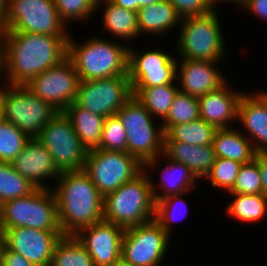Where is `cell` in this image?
<instances>
[{
  "instance_id": "15",
  "label": "cell",
  "mask_w": 267,
  "mask_h": 266,
  "mask_svg": "<svg viewBox=\"0 0 267 266\" xmlns=\"http://www.w3.org/2000/svg\"><path fill=\"white\" fill-rule=\"evenodd\" d=\"M176 66L177 58L158 47L145 52L129 47L128 75L132 88L177 84Z\"/></svg>"
},
{
  "instance_id": "23",
  "label": "cell",
  "mask_w": 267,
  "mask_h": 266,
  "mask_svg": "<svg viewBox=\"0 0 267 266\" xmlns=\"http://www.w3.org/2000/svg\"><path fill=\"white\" fill-rule=\"evenodd\" d=\"M180 21L181 18L167 0L142 7L137 11L140 36L145 34L163 36L173 27L180 25Z\"/></svg>"
},
{
  "instance_id": "38",
  "label": "cell",
  "mask_w": 267,
  "mask_h": 266,
  "mask_svg": "<svg viewBox=\"0 0 267 266\" xmlns=\"http://www.w3.org/2000/svg\"><path fill=\"white\" fill-rule=\"evenodd\" d=\"M182 196V194L170 195L156 201L155 220L169 236L172 232L171 223L174 222L175 219H179L175 217V213H178V209L181 211L182 208H187L188 206L186 200L183 199Z\"/></svg>"
},
{
  "instance_id": "42",
  "label": "cell",
  "mask_w": 267,
  "mask_h": 266,
  "mask_svg": "<svg viewBox=\"0 0 267 266\" xmlns=\"http://www.w3.org/2000/svg\"><path fill=\"white\" fill-rule=\"evenodd\" d=\"M242 8L258 18L267 20V0H244Z\"/></svg>"
},
{
  "instance_id": "37",
  "label": "cell",
  "mask_w": 267,
  "mask_h": 266,
  "mask_svg": "<svg viewBox=\"0 0 267 266\" xmlns=\"http://www.w3.org/2000/svg\"><path fill=\"white\" fill-rule=\"evenodd\" d=\"M241 166L242 164L237 161L216 157L215 163L205 179H209L213 187H220L229 192L234 186Z\"/></svg>"
},
{
  "instance_id": "46",
  "label": "cell",
  "mask_w": 267,
  "mask_h": 266,
  "mask_svg": "<svg viewBox=\"0 0 267 266\" xmlns=\"http://www.w3.org/2000/svg\"><path fill=\"white\" fill-rule=\"evenodd\" d=\"M109 266H133L122 255Z\"/></svg>"
},
{
  "instance_id": "27",
  "label": "cell",
  "mask_w": 267,
  "mask_h": 266,
  "mask_svg": "<svg viewBox=\"0 0 267 266\" xmlns=\"http://www.w3.org/2000/svg\"><path fill=\"white\" fill-rule=\"evenodd\" d=\"M101 5L104 7L102 23L115 38L131 41L140 36L136 11L119 7L109 0Z\"/></svg>"
},
{
  "instance_id": "44",
  "label": "cell",
  "mask_w": 267,
  "mask_h": 266,
  "mask_svg": "<svg viewBox=\"0 0 267 266\" xmlns=\"http://www.w3.org/2000/svg\"><path fill=\"white\" fill-rule=\"evenodd\" d=\"M109 1L125 9H130L136 12L139 10V0H109Z\"/></svg>"
},
{
  "instance_id": "26",
  "label": "cell",
  "mask_w": 267,
  "mask_h": 266,
  "mask_svg": "<svg viewBox=\"0 0 267 266\" xmlns=\"http://www.w3.org/2000/svg\"><path fill=\"white\" fill-rule=\"evenodd\" d=\"M69 118L74 131L87 150L99 146L105 117L71 103L64 111Z\"/></svg>"
},
{
  "instance_id": "39",
  "label": "cell",
  "mask_w": 267,
  "mask_h": 266,
  "mask_svg": "<svg viewBox=\"0 0 267 266\" xmlns=\"http://www.w3.org/2000/svg\"><path fill=\"white\" fill-rule=\"evenodd\" d=\"M61 20L66 24L69 21H84L91 19L96 9L87 0H53ZM90 17V18H89Z\"/></svg>"
},
{
  "instance_id": "53",
  "label": "cell",
  "mask_w": 267,
  "mask_h": 266,
  "mask_svg": "<svg viewBox=\"0 0 267 266\" xmlns=\"http://www.w3.org/2000/svg\"><path fill=\"white\" fill-rule=\"evenodd\" d=\"M2 241H1V238H0V266H1V247H2Z\"/></svg>"
},
{
  "instance_id": "6",
  "label": "cell",
  "mask_w": 267,
  "mask_h": 266,
  "mask_svg": "<svg viewBox=\"0 0 267 266\" xmlns=\"http://www.w3.org/2000/svg\"><path fill=\"white\" fill-rule=\"evenodd\" d=\"M217 15L216 10H212L205 15L181 19L176 40L177 56L190 60L223 61L227 46Z\"/></svg>"
},
{
  "instance_id": "21",
  "label": "cell",
  "mask_w": 267,
  "mask_h": 266,
  "mask_svg": "<svg viewBox=\"0 0 267 266\" xmlns=\"http://www.w3.org/2000/svg\"><path fill=\"white\" fill-rule=\"evenodd\" d=\"M237 119L249 133L246 137L252 142L255 151L267 153V107L255 93H244L241 96Z\"/></svg>"
},
{
  "instance_id": "18",
  "label": "cell",
  "mask_w": 267,
  "mask_h": 266,
  "mask_svg": "<svg viewBox=\"0 0 267 266\" xmlns=\"http://www.w3.org/2000/svg\"><path fill=\"white\" fill-rule=\"evenodd\" d=\"M220 62L223 61L177 60L176 80L180 81L179 90L190 96L200 97L219 89L227 81L217 70L218 67L216 68V64Z\"/></svg>"
},
{
  "instance_id": "3",
  "label": "cell",
  "mask_w": 267,
  "mask_h": 266,
  "mask_svg": "<svg viewBox=\"0 0 267 266\" xmlns=\"http://www.w3.org/2000/svg\"><path fill=\"white\" fill-rule=\"evenodd\" d=\"M92 37L81 45L76 44L71 36L67 41V57L80 80L128 75L129 47L110 39L107 41L105 37Z\"/></svg>"
},
{
  "instance_id": "1",
  "label": "cell",
  "mask_w": 267,
  "mask_h": 266,
  "mask_svg": "<svg viewBox=\"0 0 267 266\" xmlns=\"http://www.w3.org/2000/svg\"><path fill=\"white\" fill-rule=\"evenodd\" d=\"M69 36L0 31L2 71L7 85L25 86L67 57Z\"/></svg>"
},
{
  "instance_id": "10",
  "label": "cell",
  "mask_w": 267,
  "mask_h": 266,
  "mask_svg": "<svg viewBox=\"0 0 267 266\" xmlns=\"http://www.w3.org/2000/svg\"><path fill=\"white\" fill-rule=\"evenodd\" d=\"M83 170L105 197L139 175L143 164L128 152L95 148L88 150Z\"/></svg>"
},
{
  "instance_id": "25",
  "label": "cell",
  "mask_w": 267,
  "mask_h": 266,
  "mask_svg": "<svg viewBox=\"0 0 267 266\" xmlns=\"http://www.w3.org/2000/svg\"><path fill=\"white\" fill-rule=\"evenodd\" d=\"M167 162L168 163L165 165L166 168L161 170L163 173L161 174V179L158 184L162 188H159V190L163 191L161 194L158 191L157 185L153 184L156 182L152 181L150 178L155 202L170 195L188 194L196 185L197 178L187 166L170 159H167Z\"/></svg>"
},
{
  "instance_id": "19",
  "label": "cell",
  "mask_w": 267,
  "mask_h": 266,
  "mask_svg": "<svg viewBox=\"0 0 267 266\" xmlns=\"http://www.w3.org/2000/svg\"><path fill=\"white\" fill-rule=\"evenodd\" d=\"M11 164L22 177L40 189H48L44 182L50 178L57 180L61 174L52 156L37 138H31Z\"/></svg>"
},
{
  "instance_id": "43",
  "label": "cell",
  "mask_w": 267,
  "mask_h": 266,
  "mask_svg": "<svg viewBox=\"0 0 267 266\" xmlns=\"http://www.w3.org/2000/svg\"><path fill=\"white\" fill-rule=\"evenodd\" d=\"M259 171L262 182V194L267 197V153H259Z\"/></svg>"
},
{
  "instance_id": "2",
  "label": "cell",
  "mask_w": 267,
  "mask_h": 266,
  "mask_svg": "<svg viewBox=\"0 0 267 266\" xmlns=\"http://www.w3.org/2000/svg\"><path fill=\"white\" fill-rule=\"evenodd\" d=\"M56 183L52 190L63 235L103 220L104 197L83 169L61 172Z\"/></svg>"
},
{
  "instance_id": "35",
  "label": "cell",
  "mask_w": 267,
  "mask_h": 266,
  "mask_svg": "<svg viewBox=\"0 0 267 266\" xmlns=\"http://www.w3.org/2000/svg\"><path fill=\"white\" fill-rule=\"evenodd\" d=\"M228 193L262 194V182L259 171V153L256 154L252 161L242 164L235 179L234 186Z\"/></svg>"
},
{
  "instance_id": "24",
  "label": "cell",
  "mask_w": 267,
  "mask_h": 266,
  "mask_svg": "<svg viewBox=\"0 0 267 266\" xmlns=\"http://www.w3.org/2000/svg\"><path fill=\"white\" fill-rule=\"evenodd\" d=\"M236 128L217 129L212 146L216 157L231 159L241 164L252 161L257 152L252 142Z\"/></svg>"
},
{
  "instance_id": "17",
  "label": "cell",
  "mask_w": 267,
  "mask_h": 266,
  "mask_svg": "<svg viewBox=\"0 0 267 266\" xmlns=\"http://www.w3.org/2000/svg\"><path fill=\"white\" fill-rule=\"evenodd\" d=\"M124 230L102 220L81 228L74 236L86 248L95 266H109L121 256Z\"/></svg>"
},
{
  "instance_id": "29",
  "label": "cell",
  "mask_w": 267,
  "mask_h": 266,
  "mask_svg": "<svg viewBox=\"0 0 267 266\" xmlns=\"http://www.w3.org/2000/svg\"><path fill=\"white\" fill-rule=\"evenodd\" d=\"M216 128L201 118L172 125L164 134L163 141H178L191 145H212Z\"/></svg>"
},
{
  "instance_id": "48",
  "label": "cell",
  "mask_w": 267,
  "mask_h": 266,
  "mask_svg": "<svg viewBox=\"0 0 267 266\" xmlns=\"http://www.w3.org/2000/svg\"><path fill=\"white\" fill-rule=\"evenodd\" d=\"M162 0H139V9L154 3L160 2Z\"/></svg>"
},
{
  "instance_id": "30",
  "label": "cell",
  "mask_w": 267,
  "mask_h": 266,
  "mask_svg": "<svg viewBox=\"0 0 267 266\" xmlns=\"http://www.w3.org/2000/svg\"><path fill=\"white\" fill-rule=\"evenodd\" d=\"M50 266H95L86 248L74 235H64L55 245Z\"/></svg>"
},
{
  "instance_id": "31",
  "label": "cell",
  "mask_w": 267,
  "mask_h": 266,
  "mask_svg": "<svg viewBox=\"0 0 267 266\" xmlns=\"http://www.w3.org/2000/svg\"><path fill=\"white\" fill-rule=\"evenodd\" d=\"M235 198L227 207V213L242 222H255L267 214V197L263 194H231Z\"/></svg>"
},
{
  "instance_id": "13",
  "label": "cell",
  "mask_w": 267,
  "mask_h": 266,
  "mask_svg": "<svg viewBox=\"0 0 267 266\" xmlns=\"http://www.w3.org/2000/svg\"><path fill=\"white\" fill-rule=\"evenodd\" d=\"M170 237L155 219L126 228L121 255L133 266H161Z\"/></svg>"
},
{
  "instance_id": "32",
  "label": "cell",
  "mask_w": 267,
  "mask_h": 266,
  "mask_svg": "<svg viewBox=\"0 0 267 266\" xmlns=\"http://www.w3.org/2000/svg\"><path fill=\"white\" fill-rule=\"evenodd\" d=\"M36 189L37 187L22 177L11 163L0 162V205L25 197Z\"/></svg>"
},
{
  "instance_id": "36",
  "label": "cell",
  "mask_w": 267,
  "mask_h": 266,
  "mask_svg": "<svg viewBox=\"0 0 267 266\" xmlns=\"http://www.w3.org/2000/svg\"><path fill=\"white\" fill-rule=\"evenodd\" d=\"M97 148L107 151L127 152L126 130L117 115L105 118L102 138Z\"/></svg>"
},
{
  "instance_id": "41",
  "label": "cell",
  "mask_w": 267,
  "mask_h": 266,
  "mask_svg": "<svg viewBox=\"0 0 267 266\" xmlns=\"http://www.w3.org/2000/svg\"><path fill=\"white\" fill-rule=\"evenodd\" d=\"M1 266H35L21 254L7 249L3 244L1 247Z\"/></svg>"
},
{
  "instance_id": "8",
  "label": "cell",
  "mask_w": 267,
  "mask_h": 266,
  "mask_svg": "<svg viewBox=\"0 0 267 266\" xmlns=\"http://www.w3.org/2000/svg\"><path fill=\"white\" fill-rule=\"evenodd\" d=\"M3 119L15 125L30 138L59 113L52 105L34 95L26 86L1 85Z\"/></svg>"
},
{
  "instance_id": "9",
  "label": "cell",
  "mask_w": 267,
  "mask_h": 266,
  "mask_svg": "<svg viewBox=\"0 0 267 266\" xmlns=\"http://www.w3.org/2000/svg\"><path fill=\"white\" fill-rule=\"evenodd\" d=\"M0 31L70 36L53 0H8Z\"/></svg>"
},
{
  "instance_id": "20",
  "label": "cell",
  "mask_w": 267,
  "mask_h": 266,
  "mask_svg": "<svg viewBox=\"0 0 267 266\" xmlns=\"http://www.w3.org/2000/svg\"><path fill=\"white\" fill-rule=\"evenodd\" d=\"M243 94L230 89L226 82L219 89L198 97L200 118L216 129L231 128L230 123L237 120L238 104Z\"/></svg>"
},
{
  "instance_id": "45",
  "label": "cell",
  "mask_w": 267,
  "mask_h": 266,
  "mask_svg": "<svg viewBox=\"0 0 267 266\" xmlns=\"http://www.w3.org/2000/svg\"><path fill=\"white\" fill-rule=\"evenodd\" d=\"M222 1H224L223 3H225V2H230V3H234V4H236V5H238V6H240V7H242V4H243V1L244 0H206V2L208 3V5L210 6V8L212 9V10H216L215 8H216V4H219L220 2H222Z\"/></svg>"
},
{
  "instance_id": "4",
  "label": "cell",
  "mask_w": 267,
  "mask_h": 266,
  "mask_svg": "<svg viewBox=\"0 0 267 266\" xmlns=\"http://www.w3.org/2000/svg\"><path fill=\"white\" fill-rule=\"evenodd\" d=\"M116 115L126 130L127 152L143 164V170L149 173L151 168L152 171L160 164V155L163 153L165 133L162 124L156 126L153 122L155 118L134 96Z\"/></svg>"
},
{
  "instance_id": "28",
  "label": "cell",
  "mask_w": 267,
  "mask_h": 266,
  "mask_svg": "<svg viewBox=\"0 0 267 266\" xmlns=\"http://www.w3.org/2000/svg\"><path fill=\"white\" fill-rule=\"evenodd\" d=\"M164 84L147 88H132V95L154 118L164 119L179 91L177 84ZM178 86V87H177Z\"/></svg>"
},
{
  "instance_id": "11",
  "label": "cell",
  "mask_w": 267,
  "mask_h": 266,
  "mask_svg": "<svg viewBox=\"0 0 267 266\" xmlns=\"http://www.w3.org/2000/svg\"><path fill=\"white\" fill-rule=\"evenodd\" d=\"M36 138L46 147L60 172L84 168L88 150L64 112L56 114Z\"/></svg>"
},
{
  "instance_id": "47",
  "label": "cell",
  "mask_w": 267,
  "mask_h": 266,
  "mask_svg": "<svg viewBox=\"0 0 267 266\" xmlns=\"http://www.w3.org/2000/svg\"><path fill=\"white\" fill-rule=\"evenodd\" d=\"M8 0H0V22L7 12Z\"/></svg>"
},
{
  "instance_id": "22",
  "label": "cell",
  "mask_w": 267,
  "mask_h": 266,
  "mask_svg": "<svg viewBox=\"0 0 267 266\" xmlns=\"http://www.w3.org/2000/svg\"><path fill=\"white\" fill-rule=\"evenodd\" d=\"M161 156L187 166L199 181L209 174L216 159L212 145H191L178 141H163Z\"/></svg>"
},
{
  "instance_id": "49",
  "label": "cell",
  "mask_w": 267,
  "mask_h": 266,
  "mask_svg": "<svg viewBox=\"0 0 267 266\" xmlns=\"http://www.w3.org/2000/svg\"><path fill=\"white\" fill-rule=\"evenodd\" d=\"M267 107V91H261L255 93Z\"/></svg>"
},
{
  "instance_id": "5",
  "label": "cell",
  "mask_w": 267,
  "mask_h": 266,
  "mask_svg": "<svg viewBox=\"0 0 267 266\" xmlns=\"http://www.w3.org/2000/svg\"><path fill=\"white\" fill-rule=\"evenodd\" d=\"M155 207L150 177L143 170L104 197L103 220L126 229L155 219Z\"/></svg>"
},
{
  "instance_id": "33",
  "label": "cell",
  "mask_w": 267,
  "mask_h": 266,
  "mask_svg": "<svg viewBox=\"0 0 267 266\" xmlns=\"http://www.w3.org/2000/svg\"><path fill=\"white\" fill-rule=\"evenodd\" d=\"M198 118H200L198 97L179 90L161 124L165 133L172 125L185 124Z\"/></svg>"
},
{
  "instance_id": "52",
  "label": "cell",
  "mask_w": 267,
  "mask_h": 266,
  "mask_svg": "<svg viewBox=\"0 0 267 266\" xmlns=\"http://www.w3.org/2000/svg\"><path fill=\"white\" fill-rule=\"evenodd\" d=\"M3 119L2 104L0 100V121Z\"/></svg>"
},
{
  "instance_id": "40",
  "label": "cell",
  "mask_w": 267,
  "mask_h": 266,
  "mask_svg": "<svg viewBox=\"0 0 267 266\" xmlns=\"http://www.w3.org/2000/svg\"><path fill=\"white\" fill-rule=\"evenodd\" d=\"M182 19L191 16H201L212 11L206 0H167Z\"/></svg>"
},
{
  "instance_id": "7",
  "label": "cell",
  "mask_w": 267,
  "mask_h": 266,
  "mask_svg": "<svg viewBox=\"0 0 267 266\" xmlns=\"http://www.w3.org/2000/svg\"><path fill=\"white\" fill-rule=\"evenodd\" d=\"M37 188L31 194L0 205V229L29 227L61 231L53 190Z\"/></svg>"
},
{
  "instance_id": "12",
  "label": "cell",
  "mask_w": 267,
  "mask_h": 266,
  "mask_svg": "<svg viewBox=\"0 0 267 266\" xmlns=\"http://www.w3.org/2000/svg\"><path fill=\"white\" fill-rule=\"evenodd\" d=\"M129 75L80 80L75 103L103 117L116 115L132 97Z\"/></svg>"
},
{
  "instance_id": "14",
  "label": "cell",
  "mask_w": 267,
  "mask_h": 266,
  "mask_svg": "<svg viewBox=\"0 0 267 266\" xmlns=\"http://www.w3.org/2000/svg\"><path fill=\"white\" fill-rule=\"evenodd\" d=\"M80 78L71 60L66 57L58 65L34 77L26 86L34 95L63 112L77 96Z\"/></svg>"
},
{
  "instance_id": "51",
  "label": "cell",
  "mask_w": 267,
  "mask_h": 266,
  "mask_svg": "<svg viewBox=\"0 0 267 266\" xmlns=\"http://www.w3.org/2000/svg\"><path fill=\"white\" fill-rule=\"evenodd\" d=\"M3 74V71H2V59H1V55H0V81H1V75ZM3 82H0V84L2 85ZM1 85H0V89H1Z\"/></svg>"
},
{
  "instance_id": "50",
  "label": "cell",
  "mask_w": 267,
  "mask_h": 266,
  "mask_svg": "<svg viewBox=\"0 0 267 266\" xmlns=\"http://www.w3.org/2000/svg\"><path fill=\"white\" fill-rule=\"evenodd\" d=\"M95 9L96 11L100 8V4H102L106 0H87Z\"/></svg>"
},
{
  "instance_id": "16",
  "label": "cell",
  "mask_w": 267,
  "mask_h": 266,
  "mask_svg": "<svg viewBox=\"0 0 267 266\" xmlns=\"http://www.w3.org/2000/svg\"><path fill=\"white\" fill-rule=\"evenodd\" d=\"M62 231L39 230L29 227L0 229L3 245L21 254L35 266H50L56 243L63 237Z\"/></svg>"
},
{
  "instance_id": "34",
  "label": "cell",
  "mask_w": 267,
  "mask_h": 266,
  "mask_svg": "<svg viewBox=\"0 0 267 266\" xmlns=\"http://www.w3.org/2000/svg\"><path fill=\"white\" fill-rule=\"evenodd\" d=\"M31 138L9 121H0V162L11 163Z\"/></svg>"
}]
</instances>
